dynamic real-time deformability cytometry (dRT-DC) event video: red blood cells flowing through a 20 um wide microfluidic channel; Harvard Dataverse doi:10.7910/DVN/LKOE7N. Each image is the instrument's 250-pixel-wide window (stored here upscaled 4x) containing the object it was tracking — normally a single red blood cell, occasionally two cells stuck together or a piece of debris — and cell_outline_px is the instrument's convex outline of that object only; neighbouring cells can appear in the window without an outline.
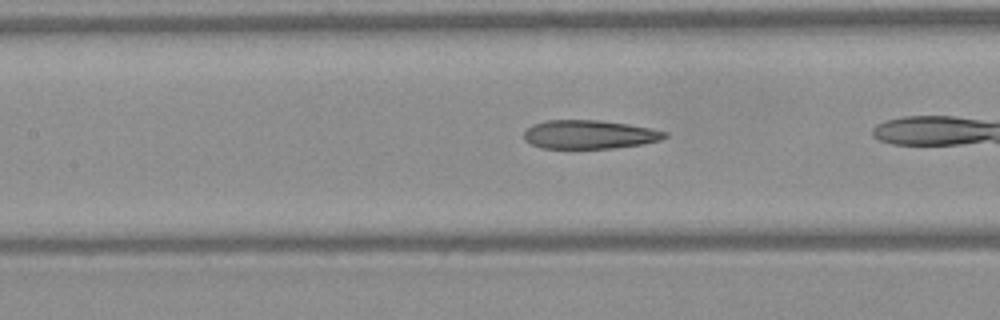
{"species": "Egyptian fruit bat (a non-hibernating species)", "species_latin": "Rousettus aegyptiacus", "temperature_condition": "warm", "stored_images_in_passage": 35, "camera_frame_rate_fps": 3000, "um_per_image_px": 0.085, "frame": {"image": 1, "passage_image": 18, "time_ms": 5.667, "image_size_px": [1000, 320], "cell_outline_px": [[668, 136], [660, 140], [644, 144], [612, 148], [540, 148], [524, 140], [524, 132], [532, 124], [548, 120], [600, 120], [628, 124], [652, 128], [668, 132]], "centroid_in_image_um": [50.12, 11.43], "position_along_channel_um": 157.3, "area_um2": 23.64}}
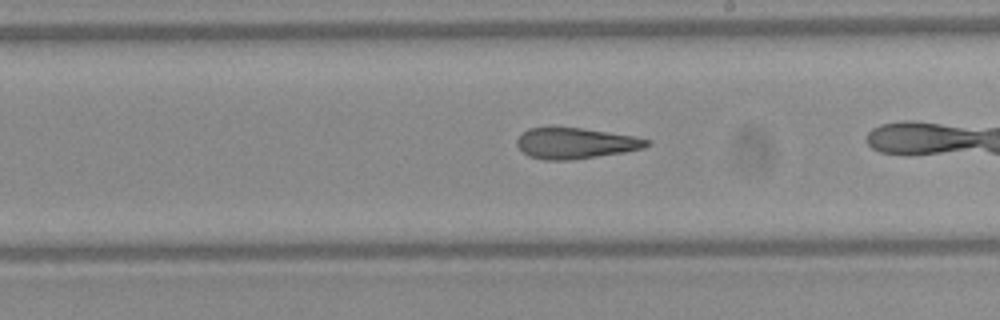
{"frame": {"image": 2, "passage_image": 24, "time_ms": 7.667, "image_size_px": [1000, 320], "cell_outline_px": [[652, 144], [644, 148], [624, 152], [572, 160], [544, 160], [528, 156], [516, 144], [516, 140], [528, 128], [584, 128], [636, 136], [652, 140]], "centroid_in_image_um": [48.98, 12.18], "position_along_channel_um": 240.0, "area_um2": 23.41}}
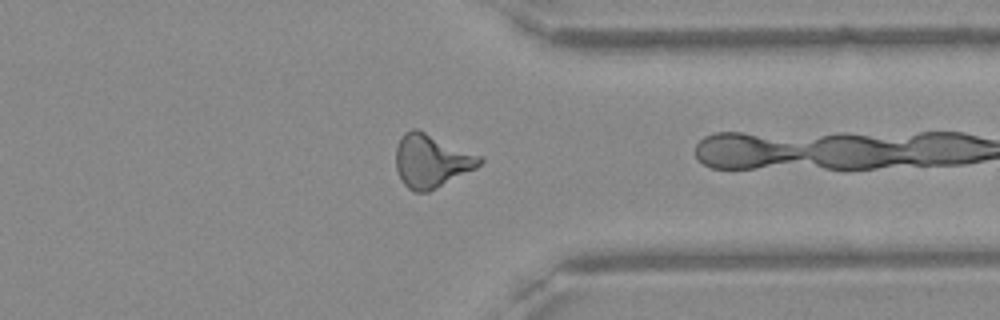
{"frame": {"image": 3, "passage_image": 34, "time_ms": 11.0, "image_size_px": [1000, 320], "cell_outline_px": [[484, 160], [476, 168], [428, 192], [416, 192], [408, 188], [404, 184], [396, 168], [396, 148], [404, 132], [412, 128], [416, 128], [484, 156]], "centroid_in_image_um": [36.69, 13.66], "position_along_channel_um": 374.7, "area_um2": 26.01}}